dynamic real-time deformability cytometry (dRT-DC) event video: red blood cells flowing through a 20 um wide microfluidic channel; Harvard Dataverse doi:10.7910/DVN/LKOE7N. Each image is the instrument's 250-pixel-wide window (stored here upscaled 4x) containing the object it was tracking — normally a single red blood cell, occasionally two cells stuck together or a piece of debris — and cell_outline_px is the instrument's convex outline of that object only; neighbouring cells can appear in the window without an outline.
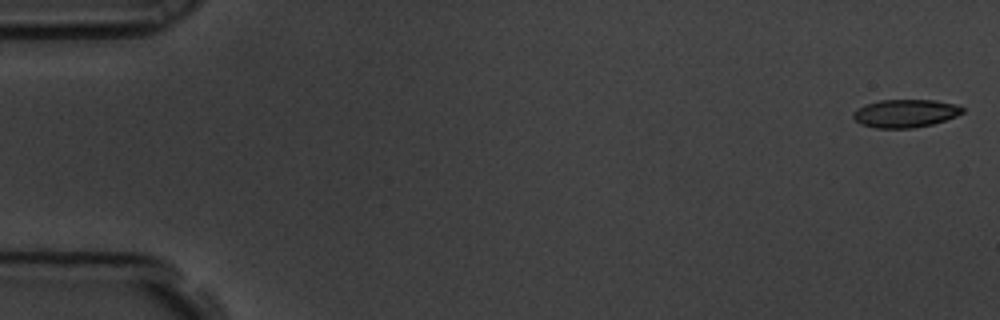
{"species": "common noctule bat (a hibernating species)", "species_latin": "Nyctalus noctula", "temperature_condition": "room temperature", "stored_images_in_passage": 7, "camera_frame_rate_fps": 3000, "um_per_image_px": 0.085, "animal": {"sex": "male", "body_mass_g": 19.5, "forearm_length_mm": 54.6}, "frame": {"image": 1, "passage_image": 1, "time_ms": 0.0, "image_size_px": [1000, 320], "cell_outline_px": [[964, 112], [956, 116], [932, 124], [912, 128], [876, 128], [860, 124], [852, 116], [852, 112], [856, 108], [864, 104], [880, 100], [932, 100], [956, 104], [964, 108]], "centroid_in_image_um": [76.91, 9.63], "position_along_channel_um": 8.1, "area_um2": 17.92}}
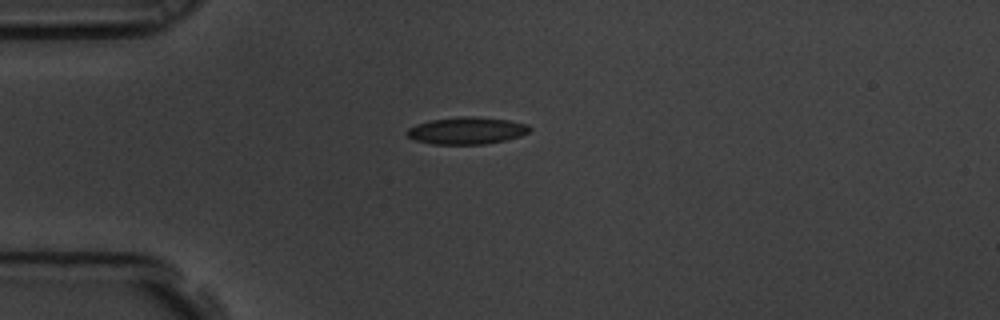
{"frame": {"image": 2, "passage_image": 5, "time_ms": 1.333, "image_size_px": [1000, 320], "cell_outline_px": [[532, 128], [528, 132], [520, 136], [504, 140], [484, 144], [432, 144], [416, 140], [408, 136], [408, 128], [416, 124], [428, 120], [460, 116], [472, 116], [508, 120], [528, 124]], "centroid_in_image_um": [39.68, 11.09], "position_along_channel_um": 45.3, "area_um2": 19.31}}
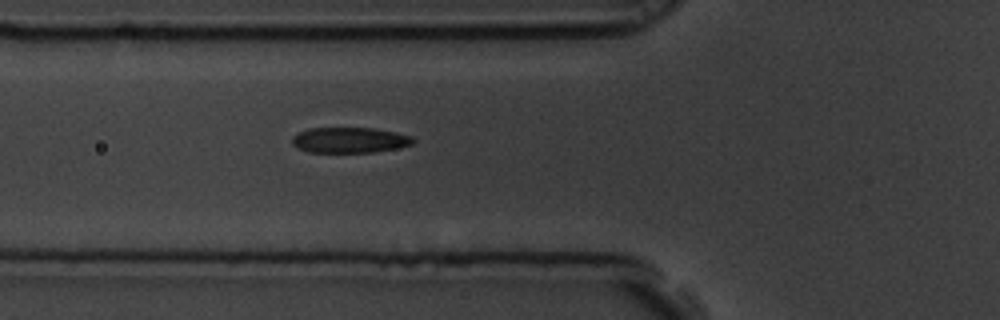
{"frame": {"image": 3, "passage_image": 7, "time_ms": 2.0, "image_size_px": [1000, 320], "cell_outline_px": [[416, 140], [412, 144], [396, 148], [372, 152], [308, 152], [292, 144], [292, 136], [308, 128], [372, 128], [396, 132], [412, 136]], "centroid_in_image_um": [29.73, 11.9], "position_along_channel_um": 96.1, "area_um2": 17.92}}